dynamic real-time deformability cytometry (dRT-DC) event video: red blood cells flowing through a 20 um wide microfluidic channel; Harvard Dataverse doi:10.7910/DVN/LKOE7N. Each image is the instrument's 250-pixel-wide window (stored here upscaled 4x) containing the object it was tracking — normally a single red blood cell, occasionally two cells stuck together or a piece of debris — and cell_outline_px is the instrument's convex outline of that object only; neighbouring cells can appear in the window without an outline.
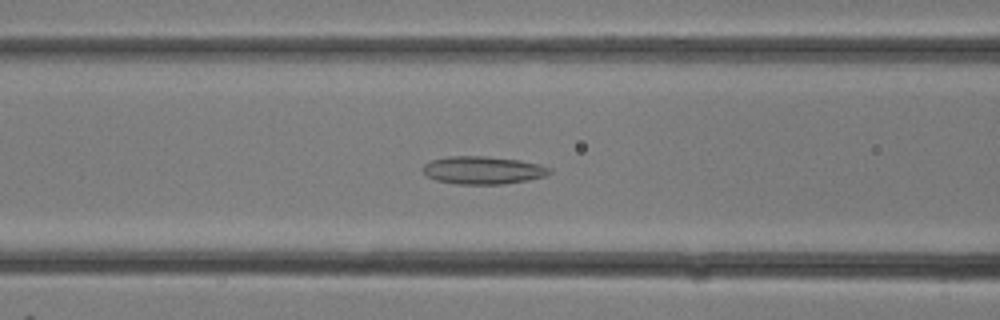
{"species": "common noctule bat (a hibernating species)", "species_latin": "Nyctalus noctula", "temperature_condition": "room temperature", "stored_images_in_passage": 27, "camera_frame_rate_fps": 3000, "um_per_image_px": 0.085, "animal": {"sex": "female"}, "frame": {"image": 1, "passage_image": 10, "time_ms": 3.0, "image_size_px": [1000, 320], "cell_outline_px": [[552, 172], [548, 176], [528, 180], [504, 184], [456, 184], [436, 180], [428, 176], [420, 168], [424, 164], [432, 160], [448, 156], [488, 156], [520, 160], [540, 164], [552, 168]], "centroid_in_image_um": [41.09, 14.46], "position_along_channel_um": 125.5, "area_um2": 20.81}}
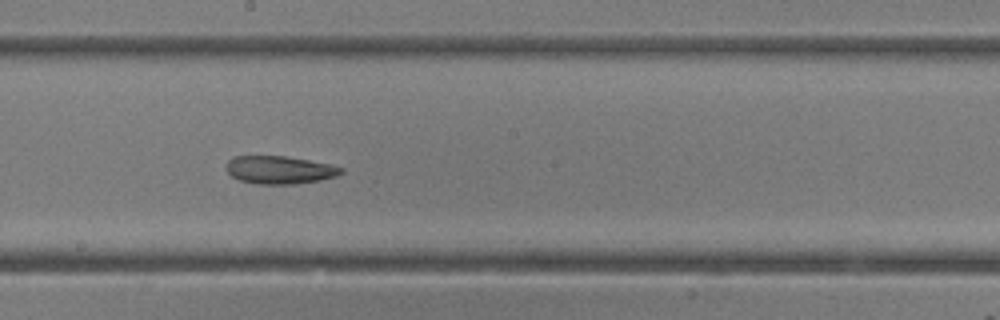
{"frame": {"image": 2, "passage_image": 14, "time_ms": 4.333, "image_size_px": [1000, 320], "cell_outline_px": [[344, 172], [336, 176], [320, 180], [292, 184], [256, 184], [240, 180], [232, 176], [224, 168], [228, 160], [232, 156], [284, 156], [308, 160], [328, 164], [344, 168]], "centroid_in_image_um": [23.73, 14.44], "position_along_channel_um": 224.5, "area_um2": 18.67}}
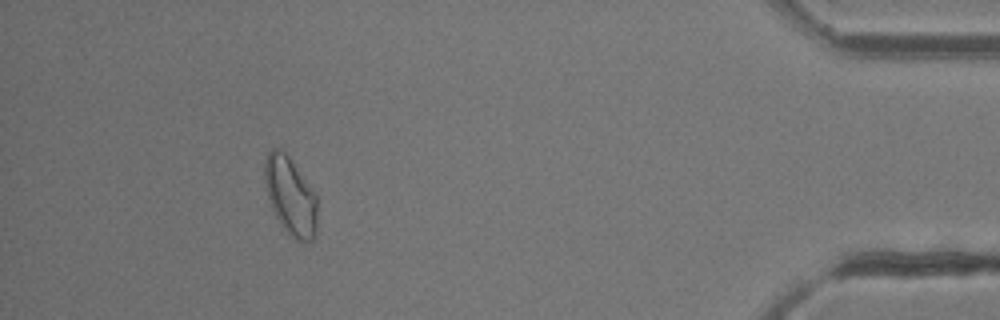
{"frame": {"image": 3, "passage_image": 24, "time_ms": 7.667, "image_size_px": [1000, 320], "cell_outline_px": [[316, 236], [312, 240], [300, 244], [280, 224], [272, 208], [268, 196], [264, 180], [264, 160], [268, 152], [272, 148], [280, 148], [288, 156], [316, 192]], "centroid_in_image_um": [24.69, 16.67], "position_along_channel_um": 410.5, "area_um2": 24.04}}